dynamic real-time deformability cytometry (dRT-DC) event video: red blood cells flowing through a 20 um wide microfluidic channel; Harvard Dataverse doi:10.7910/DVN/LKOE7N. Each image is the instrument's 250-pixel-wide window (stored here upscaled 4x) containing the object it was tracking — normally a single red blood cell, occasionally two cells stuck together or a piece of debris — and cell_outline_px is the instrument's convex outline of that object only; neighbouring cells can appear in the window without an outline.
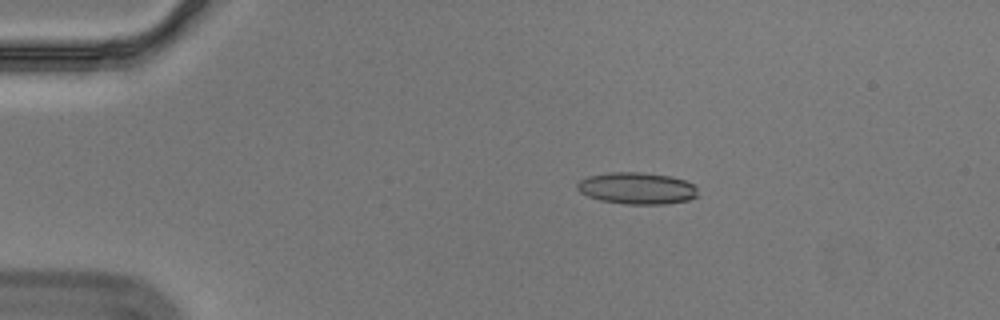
{"species": "Egyptian fruit bat (a non-hibernating species)", "species_latin": "Rousettus aegyptiacus", "temperature_condition": "cold", "stored_images_in_passage": 57, "camera_frame_rate_fps": 3000, "um_per_image_px": 0.085, "animal": {"sex": "male"}, "frame": {"image": 1, "passage_image": 11, "time_ms": 3.333, "image_size_px": [1000, 320], "cell_outline_px": [[700, 196], [688, 200], [668, 204], [624, 204], [600, 200], [588, 196], [580, 192], [576, 188], [576, 184], [580, 180], [588, 176], [608, 172], [644, 172], [668, 176], [684, 180], [696, 184]], "centroid_in_image_um": [54.17, 16.0], "position_along_channel_um": 30.8, "area_um2": 22.66}}
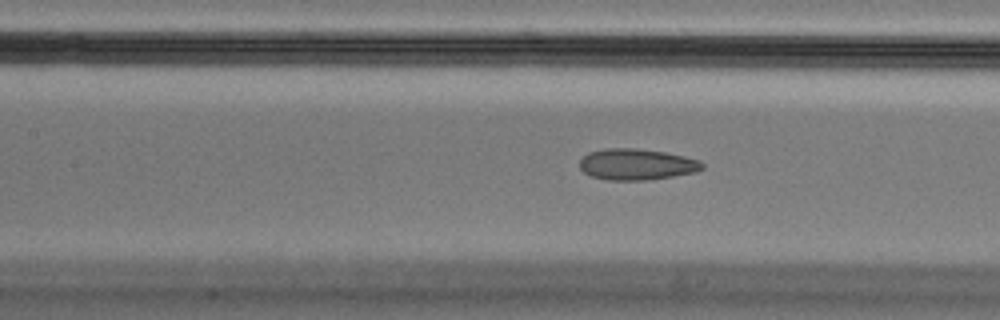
{"frame": {"image": 2, "passage_image": 26, "time_ms": 8.333, "image_size_px": [1000, 320], "cell_outline_px": [[704, 168], [696, 172], [648, 180], [608, 180], [592, 176], [584, 172], [580, 168], [580, 160], [588, 152], [604, 148], [636, 148], [664, 152], [684, 156], [700, 160], [704, 164]], "centroid_in_image_um": [54.12, 13.96], "position_along_channel_um": 153.3, "area_um2": 22.31}}
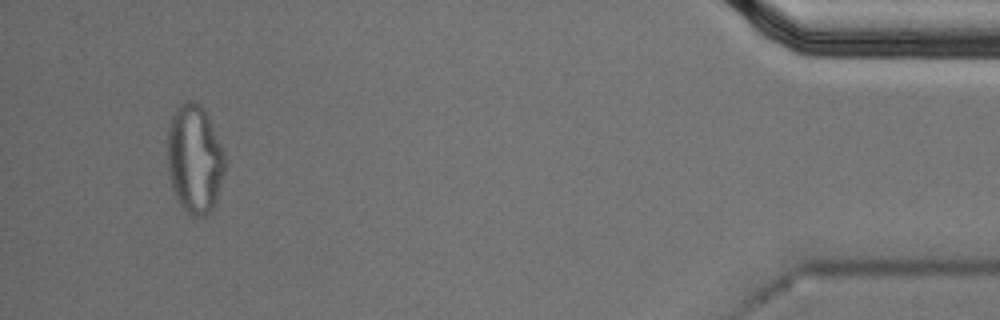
{"frame": {"image": 3, "passage_image": 54, "time_ms": 17.667, "image_size_px": [1000, 320], "cell_outline_px": [[224, 172], [216, 200], [212, 208], [204, 216], [192, 216], [180, 204], [172, 188], [168, 172], [168, 128], [172, 116], [176, 108], [180, 104], [188, 100], [192, 100], [200, 104], [204, 108], [224, 148]], "centroid_in_image_um": [16.54, 13.48], "position_along_channel_um": 418.7, "area_um2": 36.3}, "authors_computed_cell_mechanics": {"area_um2": 22.3108, "velocity_mm_per_s": 3.5485, "shape_relaxation_time_tau1_ms": null, "shape_relaxation_time_tau2_ms": 2.2333, "deformation_change_tau1": null, "deformation_change_tau2": 0.0865}}